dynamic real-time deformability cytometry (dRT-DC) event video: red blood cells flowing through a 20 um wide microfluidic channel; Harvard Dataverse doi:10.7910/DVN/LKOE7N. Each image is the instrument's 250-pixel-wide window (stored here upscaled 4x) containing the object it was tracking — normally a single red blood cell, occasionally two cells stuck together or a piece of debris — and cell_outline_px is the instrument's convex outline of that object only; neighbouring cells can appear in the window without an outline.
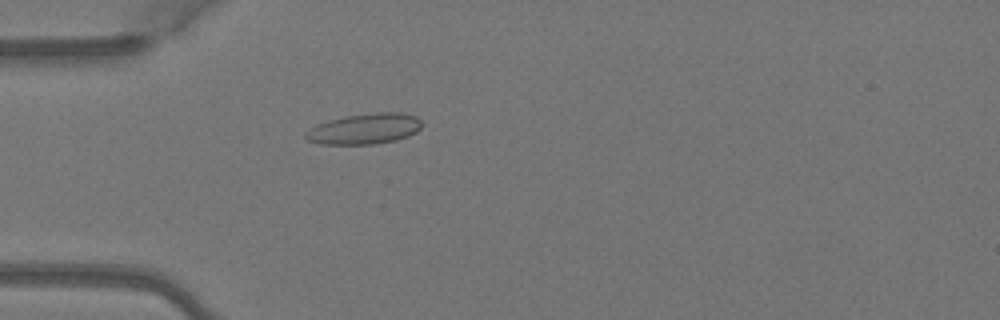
{"species": "Egyptian fruit bat (a non-hibernating species)", "species_latin": "Rousettus aegyptiacus", "temperature_condition": "warm", "stored_images_in_passage": 5, "camera_frame_rate_fps": 3000, "um_per_image_px": 0.085, "animal": {"sex": "female"}, "frame": {"image": 1, "passage_image": 5, "time_ms": 1.333, "image_size_px": [1000, 320], "cell_outline_px": [[424, 124], [416, 132], [408, 136], [396, 140], [372, 144], [320, 144], [308, 140], [304, 136], [304, 132], [316, 124], [328, 120], [344, 116], [376, 112], [400, 112], [416, 116]], "centroid_in_image_um": [30.98, 10.94], "position_along_channel_um": 54.0, "area_um2": 20.92}}